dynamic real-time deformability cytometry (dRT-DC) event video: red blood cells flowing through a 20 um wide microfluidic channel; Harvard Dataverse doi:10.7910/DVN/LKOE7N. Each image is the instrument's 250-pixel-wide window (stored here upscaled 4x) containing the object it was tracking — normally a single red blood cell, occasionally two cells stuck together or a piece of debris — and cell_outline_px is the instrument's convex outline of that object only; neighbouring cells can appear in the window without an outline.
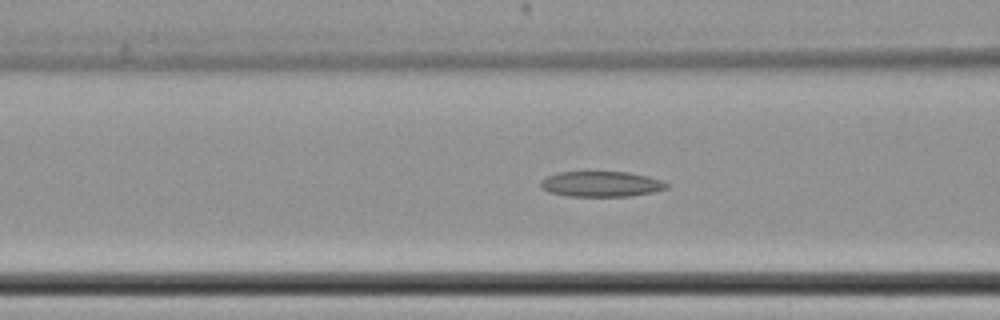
{"species": "common noctule bat (a hibernating species)", "species_latin": "Nyctalus noctula", "temperature_condition": "cold", "stored_images_in_passage": 42, "camera_frame_rate_fps": 3000, "um_per_image_px": 0.085, "animal": {"sex": "female", "body_mass_g": 22.7, "forearm_length_mm": 54.2}, "frame": {"image": 1, "passage_image": 19, "time_ms": 6.0, "image_size_px": [1000, 320], "cell_outline_px": [[668, 188], [652, 192], [628, 196], [568, 196], [548, 192], [540, 188], [540, 180], [548, 176], [560, 172], [588, 168], [628, 172], [648, 176], [660, 180], [668, 184]], "centroid_in_image_um": [51.03, 15.59], "position_along_channel_um": 115.6, "area_um2": 19.59}}
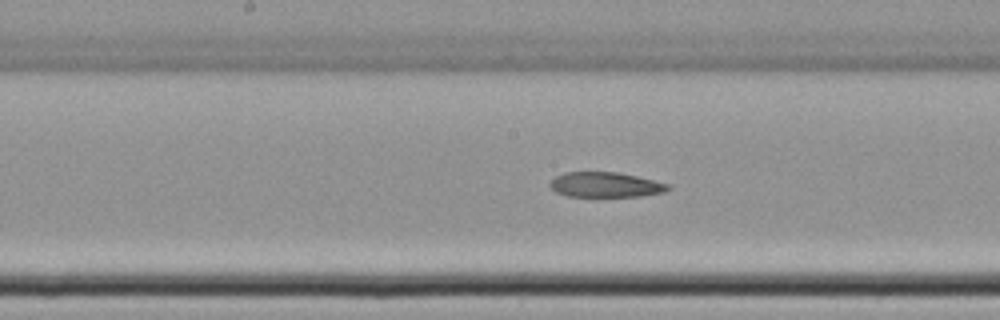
{"frame": {"image": 2, "passage_image": 26, "time_ms": 8.333, "image_size_px": [1000, 320], "cell_outline_px": [[672, 188], [664, 192], [640, 196], [568, 196], [556, 192], [548, 184], [556, 176], [564, 172], [616, 172], [636, 176], [668, 184]], "centroid_in_image_um": [51.45, 15.7], "position_along_channel_um": 196.7, "area_um2": 17.05}}
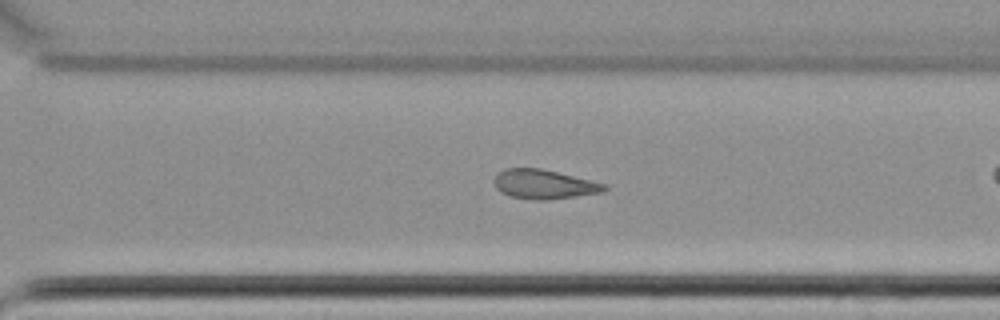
{"frame": {"image": 3, "passage_image": 37, "time_ms": 12.0, "image_size_px": [1000, 320], "cell_outline_px": [[608, 188], [604, 192], [548, 200], [536, 200], [512, 196], [500, 192], [496, 188], [496, 176], [504, 168], [540, 168], [608, 184]], "centroid_in_image_um": [46.3, 15.66], "position_along_channel_um": 324.3, "area_um2": 18.67}}